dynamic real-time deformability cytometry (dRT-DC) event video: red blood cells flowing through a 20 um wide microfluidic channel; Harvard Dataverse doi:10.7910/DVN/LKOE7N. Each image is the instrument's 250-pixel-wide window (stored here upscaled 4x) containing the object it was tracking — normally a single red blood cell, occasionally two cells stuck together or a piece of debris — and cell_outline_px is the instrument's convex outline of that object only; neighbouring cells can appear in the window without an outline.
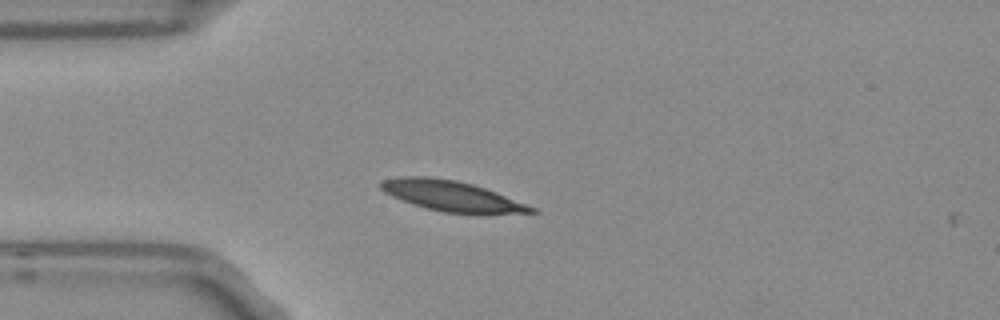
{"species": "Egyptian fruit bat (a non-hibernating species)", "species_latin": "Rousettus aegyptiacus", "temperature_condition": "room temperature", "stored_images_in_passage": 3, "camera_frame_rate_fps": 3000, "um_per_image_px": 0.085, "frame": {"image": 1, "passage_image": 1, "time_ms": 0.0, "image_size_px": [1000, 320], "cell_outline_px": [[536, 212], [444, 212], [412, 204], [392, 196], [384, 192], [380, 188], [380, 184], [384, 180], [404, 176], [428, 176], [456, 180], [472, 184], [496, 192], [536, 208]], "centroid_in_image_um": [38.3, 16.62], "position_along_channel_um": 46.7, "area_um2": 25.66}}